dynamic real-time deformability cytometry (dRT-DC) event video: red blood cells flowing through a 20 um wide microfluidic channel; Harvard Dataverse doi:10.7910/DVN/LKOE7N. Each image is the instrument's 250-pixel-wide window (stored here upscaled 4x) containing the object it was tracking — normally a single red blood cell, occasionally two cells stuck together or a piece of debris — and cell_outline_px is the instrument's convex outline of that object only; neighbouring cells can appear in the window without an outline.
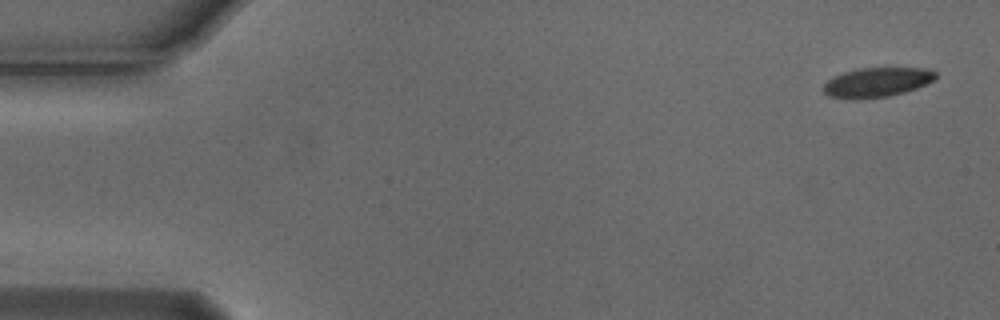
{"species": "Egyptian fruit bat (a non-hibernating species)", "species_latin": "Rousettus aegyptiacus", "temperature_condition": "cold", "stored_images_in_passage": 7, "camera_frame_rate_fps": 3000, "um_per_image_px": 0.085, "animal": {"sex": "male"}, "frame": {"image": 1, "passage_image": 1, "time_ms": 0.0, "image_size_px": [1000, 320], "cell_outline_px": [[936, 80], [916, 88], [904, 92], [888, 96], [828, 96], [824, 92], [824, 84], [832, 76], [844, 72], [860, 68], [888, 64], [928, 68], [936, 72]], "centroid_in_image_um": [74.68, 6.87], "position_along_channel_um": 10.3, "area_um2": 19.54}}
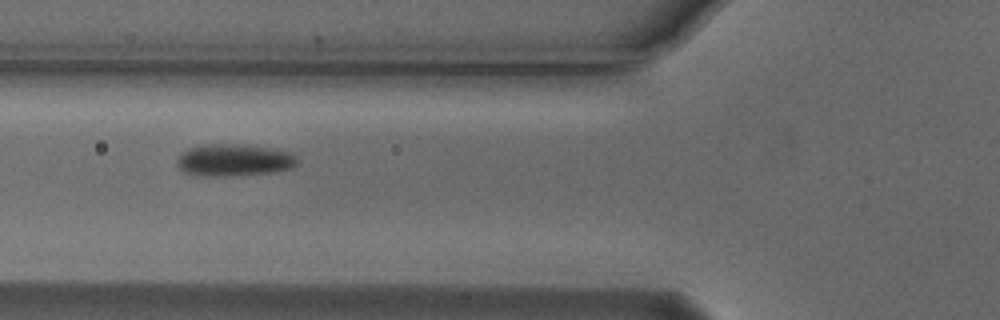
{"frame": {"image": 2, "passage_image": 6, "time_ms": 1.667, "image_size_px": [1000, 320], "cell_outline_px": [[296, 164], [292, 168], [272, 172], [220, 176], [196, 176], [184, 172], [176, 164], [176, 160], [184, 152], [192, 148], [204, 144], [228, 144], [268, 148], [292, 152], [296, 156]], "centroid_in_image_um": [19.87, 13.62], "position_along_channel_um": 105.9, "area_um2": 22.08}}
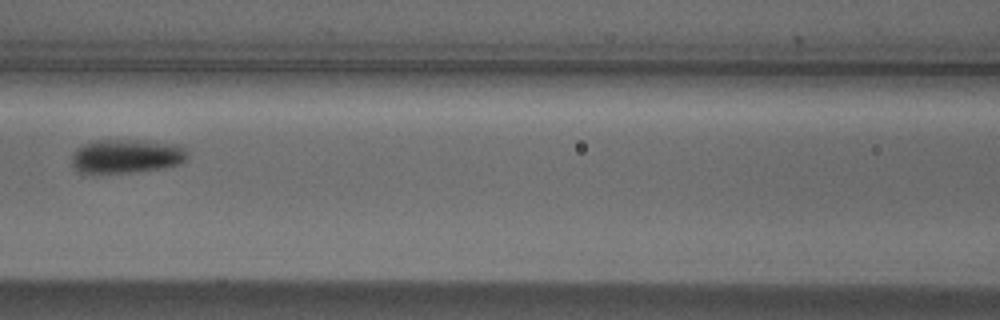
{"frame": {"image": 3, "passage_image": 7, "time_ms": 2.0, "image_size_px": [1000, 320], "cell_outline_px": [[188, 156], [180, 164], [164, 168], [136, 172], [80, 172], [72, 164], [72, 152], [84, 144], [96, 140], [132, 140], [184, 144], [188, 152]], "centroid_in_image_um": [10.82, 13.26], "position_along_channel_um": 155.8, "area_um2": 22.95}}